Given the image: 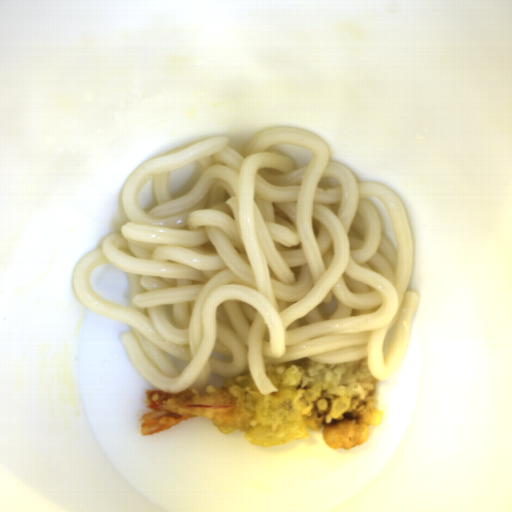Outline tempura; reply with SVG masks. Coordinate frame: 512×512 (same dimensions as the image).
I'll return each mask as SVG.
<instances>
[{"label":"tempura","instance_id":"obj_1","mask_svg":"<svg viewBox=\"0 0 512 512\" xmlns=\"http://www.w3.org/2000/svg\"><path fill=\"white\" fill-rule=\"evenodd\" d=\"M367 361L324 364L306 357L266 364V377L276 388L268 395L258 389L251 372L227 378L218 387H188L177 394L148 390L142 435L204 417L220 433L241 432L252 446L275 448L321 429L325 445L349 449L367 441L370 426H379L384 417Z\"/></svg>","mask_w":512,"mask_h":512}]
</instances>
